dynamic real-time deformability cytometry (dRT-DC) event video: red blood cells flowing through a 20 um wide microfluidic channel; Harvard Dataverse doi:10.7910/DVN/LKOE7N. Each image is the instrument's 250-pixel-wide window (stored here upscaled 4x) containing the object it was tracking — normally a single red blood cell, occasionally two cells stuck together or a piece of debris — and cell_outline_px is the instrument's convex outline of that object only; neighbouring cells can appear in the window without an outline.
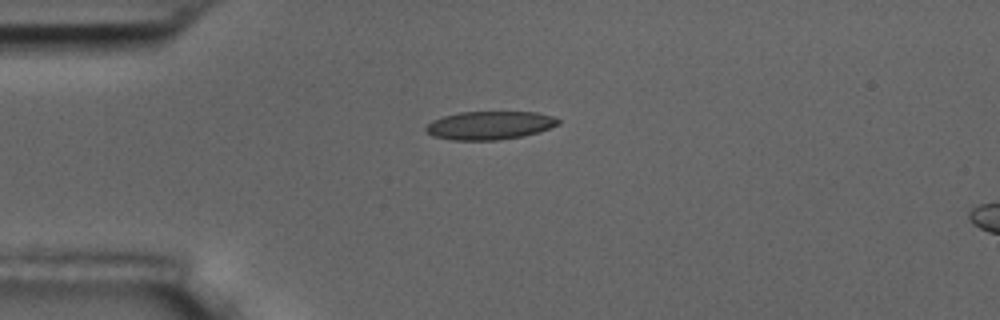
{"species": "common noctule bat (a hibernating species)", "species_latin": "Nyctalus noctula", "temperature_condition": "room temperature", "stored_images_in_passage": 2, "segment_of_instrument_passage": [1, 2], "camera_frame_rate_fps": 3000, "um_per_image_px": 0.085, "animal": {"sex": "male", "body_mass_g": 17.5, "forearm_length_mm": 52.3}, "frame": {"image": 1, "passage_image": 1, "time_ms": 0.0, "image_size_px": [1000, 320], "cell_outline_px": [[560, 124], [540, 132], [524, 136], [496, 140], [452, 140], [432, 136], [424, 132], [424, 128], [432, 120], [444, 116], [460, 112], [536, 112], [552, 116], [560, 120]], "centroid_in_image_um": [41.61, 10.66], "position_along_channel_um": 43.4, "area_um2": 22.02}}